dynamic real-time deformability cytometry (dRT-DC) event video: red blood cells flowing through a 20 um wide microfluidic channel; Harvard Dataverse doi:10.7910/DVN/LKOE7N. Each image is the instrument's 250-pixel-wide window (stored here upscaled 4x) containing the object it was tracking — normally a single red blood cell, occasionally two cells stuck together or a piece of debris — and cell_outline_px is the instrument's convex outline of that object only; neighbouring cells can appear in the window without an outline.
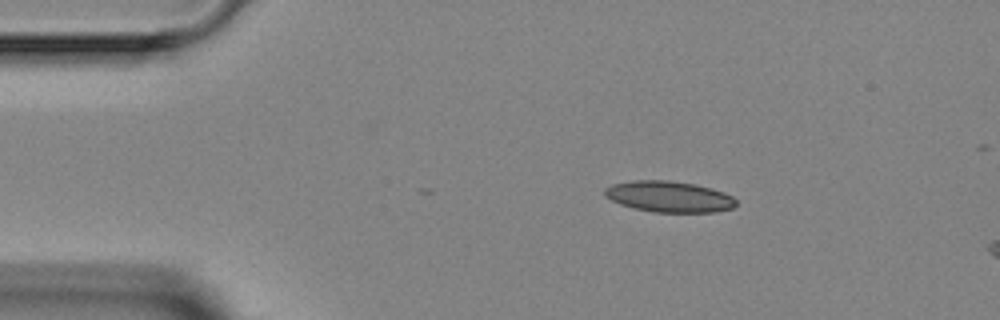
{"species": "Egyptian fruit bat (a non-hibernating species)", "species_latin": "Rousettus aegyptiacus", "temperature_condition": "room temperature", "stored_images_in_passage": 3, "camera_frame_rate_fps": 3000, "um_per_image_px": 0.085, "animal": {"sex": "female"}, "frame": {"image": 1, "passage_image": 1, "time_ms": 0.0, "image_size_px": [1000, 320], "cell_outline_px": [[736, 204], [732, 208], [716, 212], [652, 212], [632, 208], [620, 204], [604, 196], [604, 188], [612, 184], [632, 180], [668, 180], [696, 184], [712, 188], [724, 192], [732, 196], [736, 200]], "centroid_in_image_um": [56.85, 16.71], "position_along_channel_um": 28.1, "area_um2": 23.99}}